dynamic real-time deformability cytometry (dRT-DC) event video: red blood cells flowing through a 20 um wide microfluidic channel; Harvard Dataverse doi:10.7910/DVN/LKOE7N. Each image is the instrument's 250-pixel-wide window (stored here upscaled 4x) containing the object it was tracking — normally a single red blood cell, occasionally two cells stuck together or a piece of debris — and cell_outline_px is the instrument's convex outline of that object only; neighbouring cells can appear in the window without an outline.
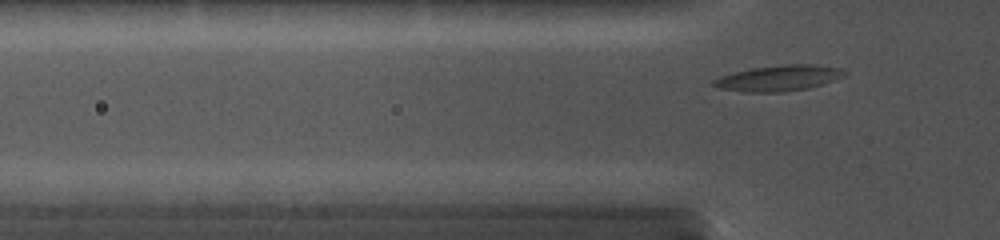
{"species": "common noctule bat (a hibernating species)", "species_latin": "Nyctalus noctula", "temperature_condition": "cold", "stored_images_in_passage": 101, "camera_frame_rate_fps": 5000, "um_per_image_px": 0.085, "animal": {"sex": "female", "body_mass_g": 19.0, "forearm_length_mm": 56.7}, "frame": {"image": 1, "passage_image": 16, "time_ms": 2.0, "image_size_px": [1000, 240], "cell_outline_px": [[848, 72], [844, 76], [836, 80], [808, 88], [784, 92], [748, 92], [720, 88], [708, 84], [712, 80], [720, 76], [732, 72], [752, 68], [784, 64], [816, 64], [840, 68]], "centroid_in_image_um": [66.19, 6.63], "position_along_channel_um": 59.6, "area_um2": 19.88}}
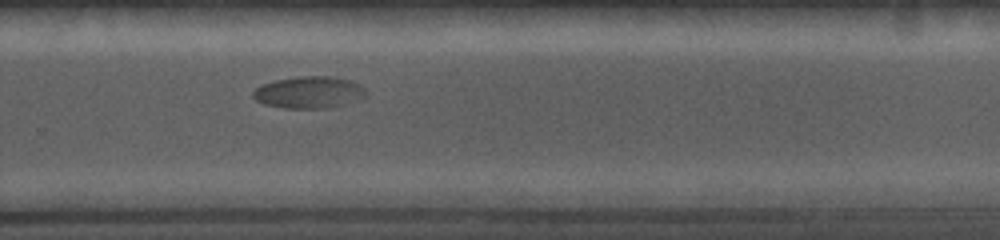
{"frame": {"image": 2, "passage_image": 65, "time_ms": 8.6, "image_size_px": [1000, 240], "cell_outline_px": [[368, 96], [344, 104], [328, 108], [284, 108], [264, 104], [256, 100], [252, 96], [252, 92], [256, 88], [264, 84], [276, 80], [296, 76], [332, 76], [348, 80], [364, 88], [368, 92]], "centroid_in_image_um": [26.26, 7.85], "position_along_channel_um": 303.5, "area_um2": 20.92}}
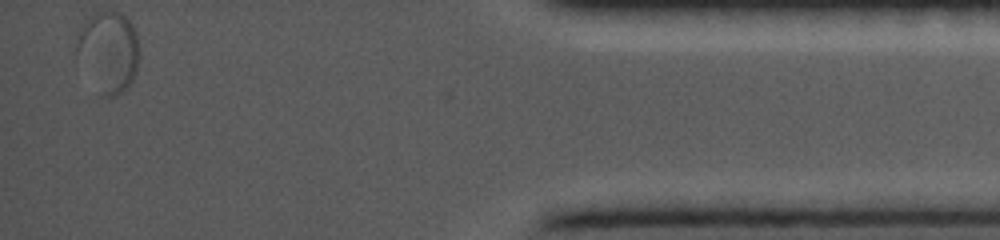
{"frame": {"image": 3, "passage_image": 101, "time_ms": 13.2, "image_size_px": [1000, 240], "cell_outline_px": [[140, 56], [136, 72], [132, 80], [120, 92], [112, 96], [100, 96], [76, 52], [76, 48], [80, 24], [96, 12], [124, 12], [132, 24], [136, 32], [140, 52]], "centroid_in_image_um": [9.24, 4.35], "position_along_channel_um": 426.0, "area_um2": 29.48}}